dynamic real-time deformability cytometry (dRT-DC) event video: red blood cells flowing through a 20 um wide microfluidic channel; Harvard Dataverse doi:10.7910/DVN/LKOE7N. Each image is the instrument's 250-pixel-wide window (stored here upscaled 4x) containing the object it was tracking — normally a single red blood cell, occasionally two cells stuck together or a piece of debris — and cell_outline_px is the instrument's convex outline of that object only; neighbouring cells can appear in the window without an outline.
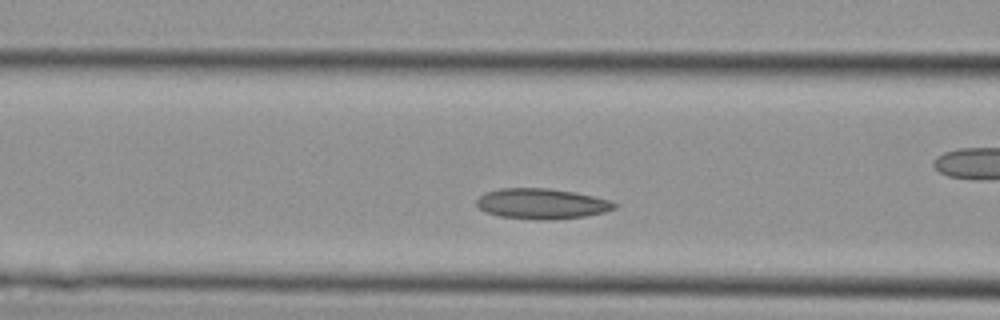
{"species": "Egyptian fruit bat (a non-hibernating species)", "species_latin": "Rousettus aegyptiacus", "temperature_condition": "cold", "stored_images_in_passage": 32, "camera_frame_rate_fps": 3000, "um_per_image_px": 0.085, "animal": {"sex": "female"}, "frame": {"image": 1, "passage_image": 10, "time_ms": 3.0, "image_size_px": [1000, 320], "cell_outline_px": [[620, 204], [616, 208], [604, 212], [584, 216], [544, 220], [540, 220], [500, 216], [484, 212], [476, 204], [476, 200], [484, 192], [500, 188], [548, 188], [572, 192], [612, 200]], "centroid_in_image_um": [46.04, 17.31], "position_along_channel_um": 120.6, "area_um2": 24.45}}
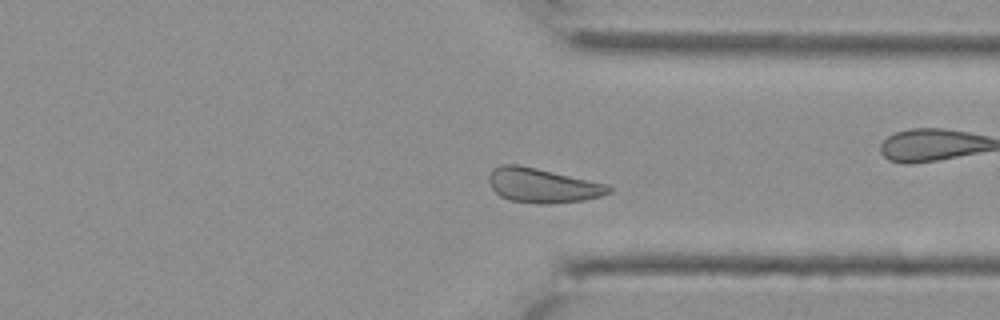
{"frame": {"image": 2, "passage_image": 23, "time_ms": 7.333, "image_size_px": [1000, 320], "cell_outline_px": [[612, 192], [600, 196], [580, 200], [548, 204], [544, 204], [508, 200], [500, 196], [492, 188], [488, 180], [488, 176], [492, 168], [500, 164], [516, 164], [536, 168], [608, 184], [612, 188]], "centroid_in_image_um": [46.08, 15.75], "position_along_channel_um": 365.3, "area_um2": 23.99}}